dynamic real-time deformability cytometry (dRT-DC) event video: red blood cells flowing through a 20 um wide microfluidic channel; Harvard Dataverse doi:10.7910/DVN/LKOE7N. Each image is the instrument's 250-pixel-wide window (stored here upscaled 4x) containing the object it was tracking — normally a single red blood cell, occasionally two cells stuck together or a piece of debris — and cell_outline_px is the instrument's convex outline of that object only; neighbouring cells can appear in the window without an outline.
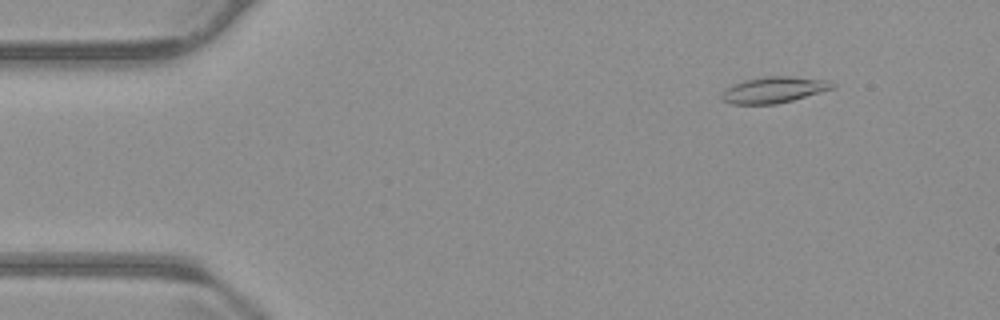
{"species": "common noctule bat (a hibernating species)", "species_latin": "Nyctalus noctula", "temperature_condition": "warm", "stored_images_in_passage": 56, "camera_frame_rate_fps": 3000, "um_per_image_px": 0.085, "animal": {"sex": "male", "body_mass_g": 23.1, "forearm_length_mm": 52.7}, "frame": {"image": 1, "passage_image": 7, "time_ms": 2.0, "image_size_px": [1000, 320], "cell_outline_px": [[836, 84], [832, 88], [820, 92], [792, 100], [776, 104], [732, 104], [724, 100], [720, 96], [732, 84], [744, 80], [768, 76], [788, 76], [828, 80]], "centroid_in_image_um": [65.78, 7.63], "position_along_channel_um": 19.2, "area_um2": 16.59}}
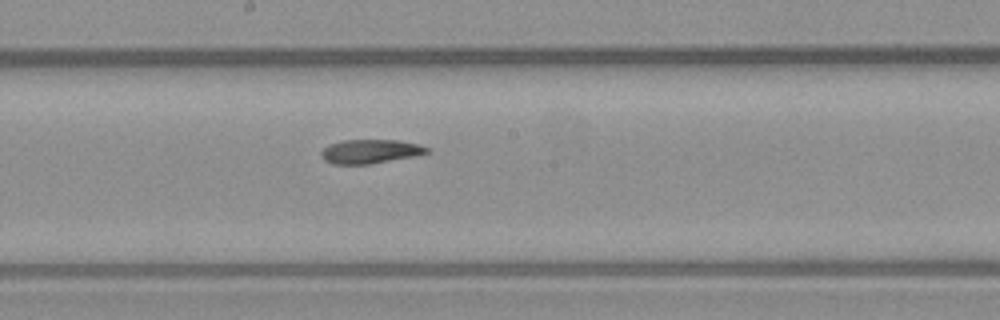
{"frame": {"image": 2, "passage_image": 30, "time_ms": 9.667, "image_size_px": [1000, 320], "cell_outline_px": [[432, 152], [416, 156], [368, 164], [332, 164], [324, 160], [320, 156], [320, 152], [328, 144], [344, 140], [396, 140], [420, 144], [432, 148]], "centroid_in_image_um": [31.51, 12.87], "position_along_channel_um": 216.7, "area_um2": 15.03}}
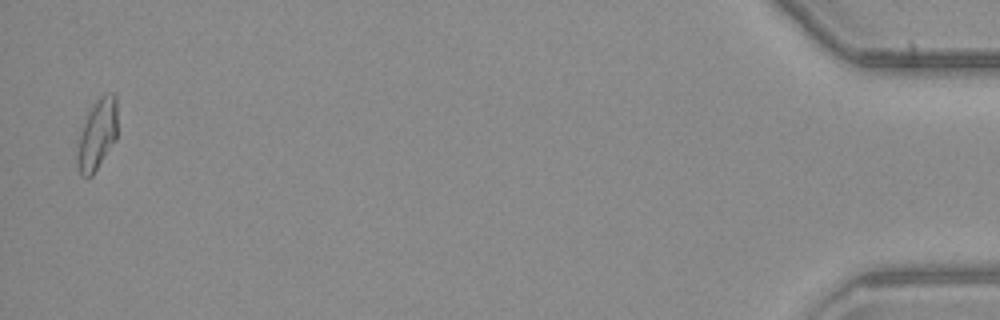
{"frame": {"image": 3, "passage_image": 55, "time_ms": 18.0, "image_size_px": [1000, 320], "cell_outline_px": [[116, 140], [92, 176], [80, 176], [76, 160], [76, 156], [80, 136], [88, 112], [100, 96], [104, 92], [112, 92], [116, 96]], "centroid_in_image_um": [8.27, 11.44], "position_along_channel_um": 426.9, "area_um2": 16.36}, "authors_computed_cell_mechanics": {"area_um2": 16.0106, "velocity_mm_per_s": 3.7303, "shape_relaxation_time_tau1_ms": null, "shape_relaxation_time_tau2_ms": 5.1168, "deformation_change_tau1": null, "deformation_change_tau2": 0.1241}}